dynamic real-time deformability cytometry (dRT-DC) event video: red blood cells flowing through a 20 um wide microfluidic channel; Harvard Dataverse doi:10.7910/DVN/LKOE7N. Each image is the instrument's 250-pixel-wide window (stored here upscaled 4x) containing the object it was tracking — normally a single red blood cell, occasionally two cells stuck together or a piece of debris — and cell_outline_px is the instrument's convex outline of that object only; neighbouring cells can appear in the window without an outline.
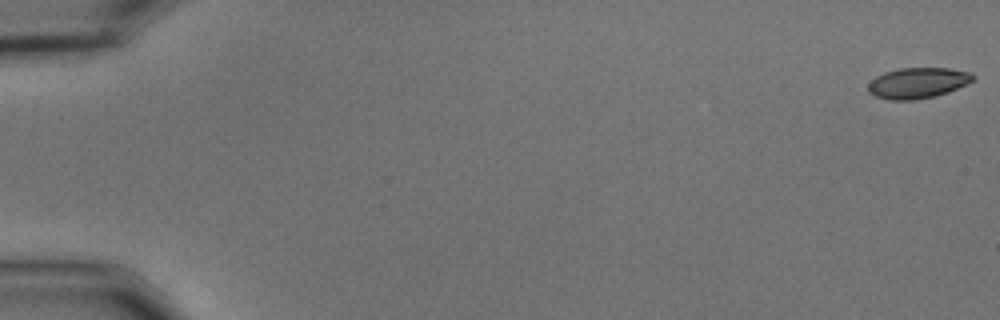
{"species": "common noctule bat (a hibernating species)", "species_latin": "Nyctalus noctula", "temperature_condition": "cold", "stored_images_in_passage": 56, "camera_frame_rate_fps": 3000, "um_per_image_px": 0.085, "animal": {"sex": "male", "body_mass_g": 15.6}, "frame": {"image": 1, "passage_image": 1, "time_ms": 0.0, "image_size_px": [1000, 320], "cell_outline_px": [[976, 76], [972, 80], [948, 92], [936, 96], [916, 100], [888, 100], [876, 96], [868, 92], [868, 84], [876, 76], [884, 72], [900, 68], [948, 68], [972, 72]], "centroid_in_image_um": [77.99, 7.05], "position_along_channel_um": 7.0, "area_um2": 18.79}}
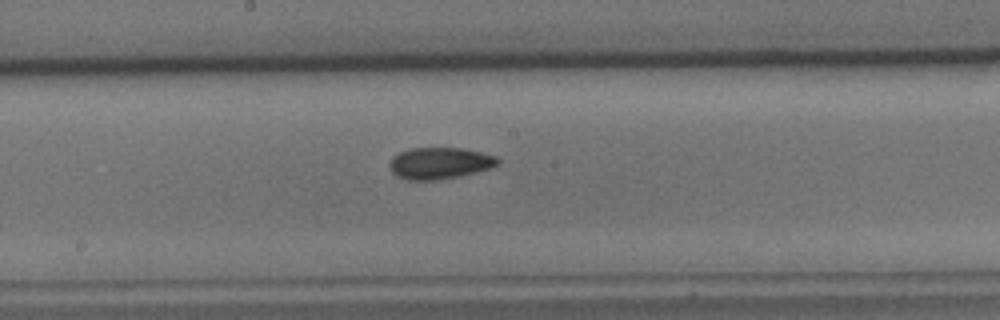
{"frame": {"image": 2, "passage_image": 31, "time_ms": 10.0, "image_size_px": [1000, 320], "cell_outline_px": [[500, 160], [496, 164], [488, 168], [476, 172], [460, 176], [436, 180], [408, 180], [396, 176], [388, 168], [388, 164], [392, 156], [400, 152], [412, 148], [460, 148], [480, 152], [496, 156]], "centroid_in_image_um": [37.31, 13.87], "position_along_channel_um": 210.9, "area_um2": 19.88}}
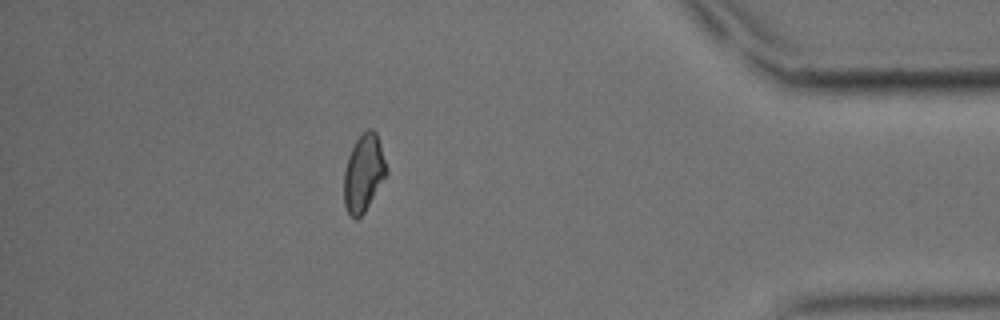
{"frame": {"image": 3, "passage_image": 50, "time_ms": 16.333, "image_size_px": [1000, 320], "cell_outline_px": [[388, 172], [364, 212], [356, 220], [348, 212], [344, 204], [344, 172], [348, 156], [356, 140], [368, 128], [372, 128], [376, 132], [388, 168]], "centroid_in_image_um": [30.91, 14.69], "position_along_channel_um": 404.3, "area_um2": 18.9}, "authors_computed_cell_mechanics": {"area_um2": 19.363, "velocity_mm_per_s": 3.6429, "shape_relaxation_time_tau1_ms": 3.9799, "shape_relaxation_time_tau2_ms": 5.6917, "deformation_change_tau1": 0.0983, "deformation_change_tau2": 0.0826}}